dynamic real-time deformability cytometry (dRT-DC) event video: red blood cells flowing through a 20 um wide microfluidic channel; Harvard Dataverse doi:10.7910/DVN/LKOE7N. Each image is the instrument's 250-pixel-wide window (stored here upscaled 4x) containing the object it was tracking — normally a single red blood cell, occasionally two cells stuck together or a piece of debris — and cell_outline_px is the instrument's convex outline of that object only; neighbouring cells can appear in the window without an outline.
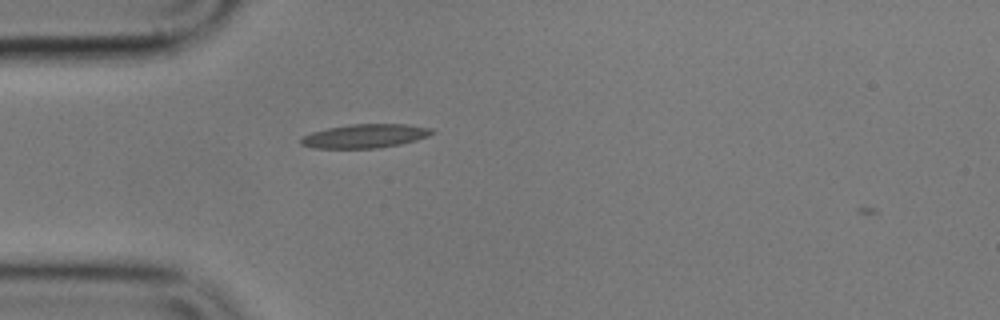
{"species": "common noctule bat (a hibernating species)", "species_latin": "Nyctalus noctula", "temperature_condition": "cold", "stored_images_in_passage": 2, "camera_frame_rate_fps": 3000, "um_per_image_px": 0.085, "animal": {"sex": "male", "body_mass_g": 17.9}, "frame": {"image": 1, "passage_image": 1, "time_ms": 0.0, "image_size_px": [1000, 320], "cell_outline_px": [[436, 132], [428, 136], [416, 140], [400, 144], [376, 148], [312, 148], [300, 144], [300, 136], [312, 132], [328, 128], [348, 124], [404, 124], [432, 128]], "centroid_in_image_um": [31.0, 11.56], "position_along_channel_um": 54.0, "area_um2": 18.26}}